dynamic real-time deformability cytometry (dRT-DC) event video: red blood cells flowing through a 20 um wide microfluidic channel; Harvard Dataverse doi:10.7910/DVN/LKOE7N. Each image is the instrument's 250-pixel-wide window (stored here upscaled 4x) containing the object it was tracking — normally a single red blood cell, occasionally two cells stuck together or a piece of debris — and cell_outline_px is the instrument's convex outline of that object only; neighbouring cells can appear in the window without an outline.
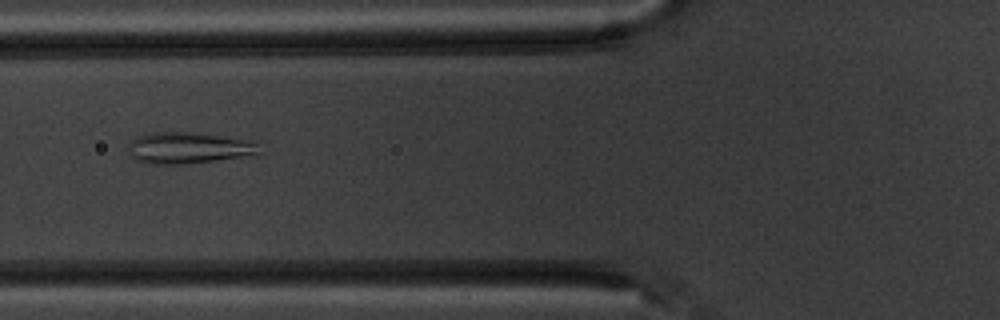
{"species": "common noctule bat (a hibernating species)", "species_latin": "Nyctalus noctula", "temperature_condition": "warm", "stored_images_in_passage": 6, "camera_frame_rate_fps": 3000, "um_per_image_px": 0.085, "animal": {"sex": "male", "body_mass_g": 20.1, "forearm_length_mm": 53.5}, "frame": {"image": 1, "passage_image": 5, "time_ms": 4.667, "image_size_px": [1000, 320], "cell_outline_px": [[260, 152], [256, 156], [184, 164], [148, 164], [136, 160], [128, 152], [128, 144], [136, 136], [152, 132], [192, 132], [256, 140]], "centroid_in_image_um": [16.08, 12.57], "position_along_channel_um": 109.7, "area_um2": 24.57}}